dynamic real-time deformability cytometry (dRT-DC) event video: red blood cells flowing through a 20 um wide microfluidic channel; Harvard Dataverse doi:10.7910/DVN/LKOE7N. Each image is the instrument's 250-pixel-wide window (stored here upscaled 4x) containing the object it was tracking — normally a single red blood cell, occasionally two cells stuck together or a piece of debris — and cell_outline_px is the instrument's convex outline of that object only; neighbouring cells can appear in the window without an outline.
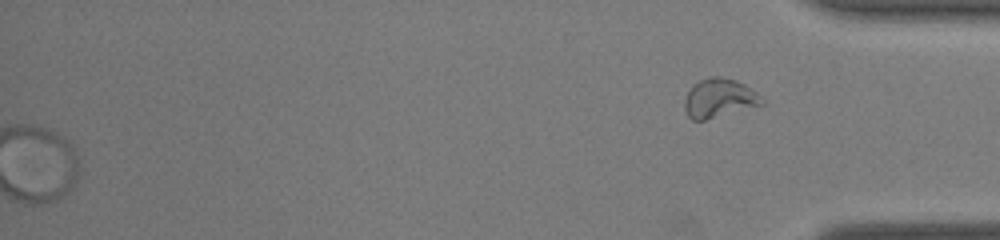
{"species": "common noctule bat (a hibernating species)", "species_latin": "Nyctalus noctula", "temperature_condition": "room temperature", "stored_images_in_passage": 47, "segment_of_instrument_passage": [2, 2], "camera_frame_rate_fps": 3000, "um_per_image_px": 0.085, "animal": {"sex": "male", "body_mass_g": 19.0, "forearm_length_mm": 50.8}, "frame": {"image": 1, "passage_image": 47, "time_ms": 15.333, "image_size_px": [1000, 240], "cell_outline_px": [[764, 104], [704, 120], [692, 120], [688, 116], [684, 108], [684, 100], [692, 84], [700, 80], [712, 76], [720, 76], [736, 80], [744, 84], [756, 92], [764, 100]], "centroid_in_image_um": [61.11, 8.33], "position_along_channel_um": 374.1, "area_um2": 17.46}}